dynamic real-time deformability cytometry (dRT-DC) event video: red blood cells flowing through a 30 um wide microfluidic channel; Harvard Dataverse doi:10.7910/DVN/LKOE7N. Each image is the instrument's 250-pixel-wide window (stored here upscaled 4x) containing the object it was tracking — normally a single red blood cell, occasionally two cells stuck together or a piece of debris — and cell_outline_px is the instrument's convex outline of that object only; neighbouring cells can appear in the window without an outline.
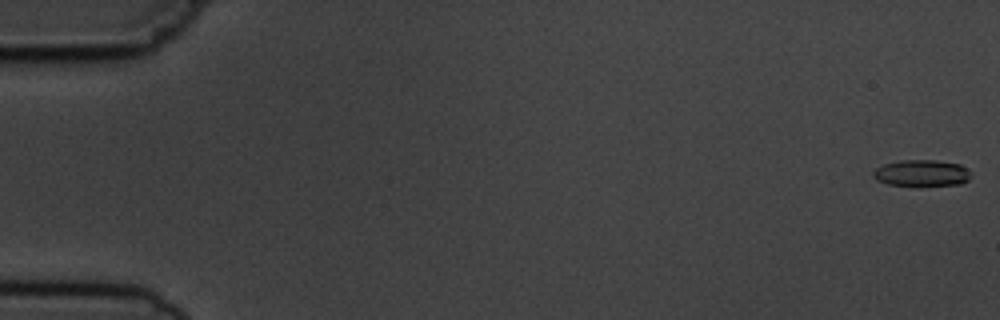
{"species": "common noctule bat (a hibernating species)", "species_latin": "Nyctalus noctula", "temperature_condition": "cold", "stored_images_in_passage": 7, "camera_frame_rate_fps": 3000, "um_per_image_px": 0.085, "animal": {"sex": "male", "body_mass_g": 19.5, "forearm_length_mm": 54.6}, "frame": {"image": 1, "passage_image": 1, "time_ms": 0.0, "image_size_px": [1000, 320], "cell_outline_px": [[972, 176], [968, 180], [960, 184], [888, 184], [876, 180], [872, 176], [872, 172], [876, 168], [884, 164], [900, 160], [936, 160], [960, 164], [972, 172]], "centroid_in_image_um": [78.35, 14.68], "position_along_channel_um": 6.6, "area_um2": 14.8}}
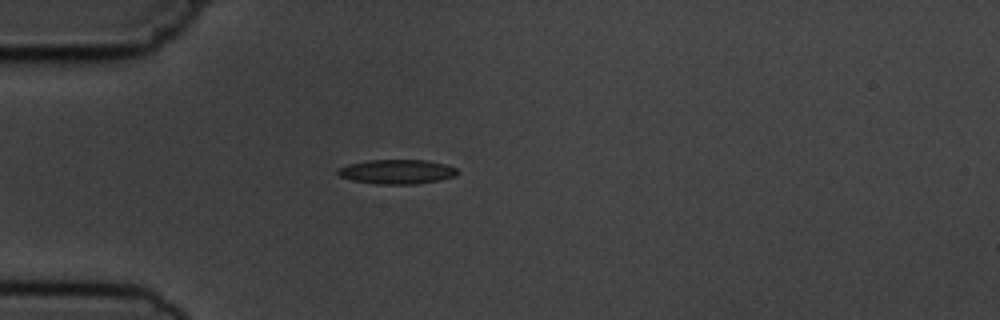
{"frame": {"image": 2, "passage_image": 5, "time_ms": 5.0, "image_size_px": [1000, 320], "cell_outline_px": [[460, 172], [456, 176], [440, 180], [416, 184], [376, 184], [352, 180], [340, 176], [336, 172], [336, 168], [348, 164], [368, 160], [428, 160], [444, 164], [456, 168]], "centroid_in_image_um": [33.74, 14.59], "position_along_channel_um": 51.3, "area_um2": 17.17}}
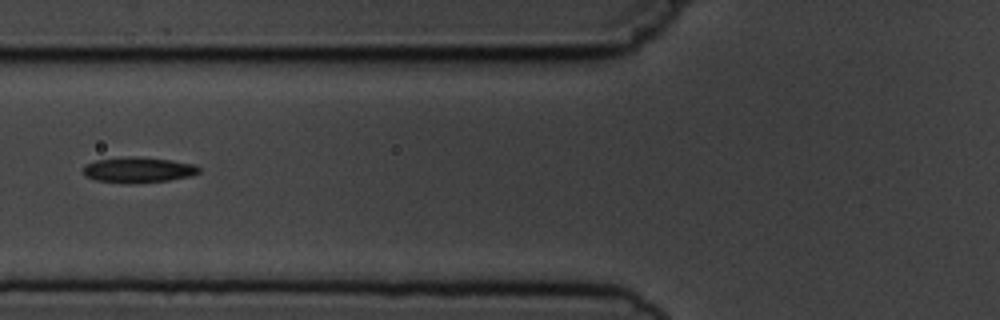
{"frame": {"image": 3, "passage_image": 7, "time_ms": 7.0, "image_size_px": [1000, 320], "cell_outline_px": [[200, 172], [192, 176], [168, 180], [132, 184], [96, 180], [84, 176], [84, 164], [96, 160], [128, 156], [136, 156], [172, 160], [196, 164], [200, 168]], "centroid_in_image_um": [11.77, 14.43], "position_along_channel_um": 114.0, "area_um2": 17.46}}